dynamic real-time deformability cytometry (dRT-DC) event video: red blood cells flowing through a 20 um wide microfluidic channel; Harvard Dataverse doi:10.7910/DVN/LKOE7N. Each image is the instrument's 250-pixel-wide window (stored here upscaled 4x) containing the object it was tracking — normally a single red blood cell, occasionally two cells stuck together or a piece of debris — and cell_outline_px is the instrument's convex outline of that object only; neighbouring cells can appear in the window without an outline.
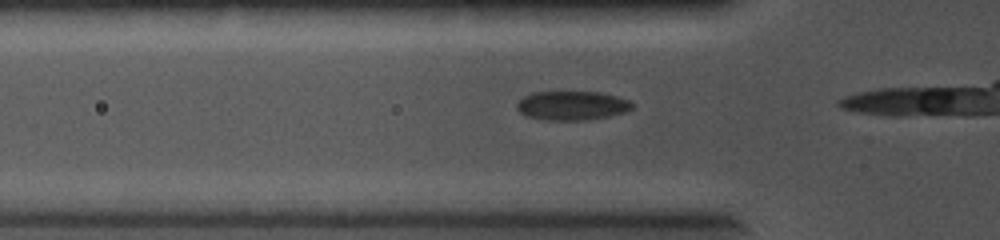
{"species": "common noctule bat (a hibernating species)", "species_latin": "Nyctalus noctula", "temperature_condition": "cold", "stored_images_in_passage": 5, "camera_frame_rate_fps": 5000, "um_per_image_px": 0.085, "animal": {"sex": "female", "body_mass_g": 19.0, "forearm_length_mm": 56.7}, "frame": {"image": 1, "passage_image": 2, "time_ms": 0.2, "image_size_px": [1000, 240], "cell_outline_px": [[636, 104], [628, 112], [588, 120], [548, 120], [528, 116], [520, 112], [516, 108], [516, 100], [532, 92], [600, 92], [616, 96], [628, 100]], "centroid_in_image_um": [48.63, 8.97], "position_along_channel_um": 77.2, "area_um2": 19.71}}
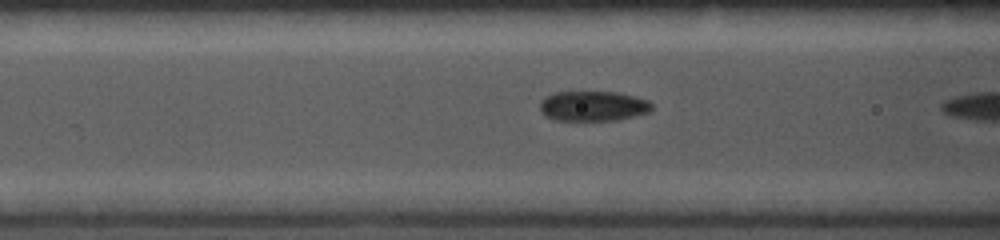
{"frame": {"image": 2, "passage_image": 4, "time_ms": 0.6, "image_size_px": [1000, 240], "cell_outline_px": [[652, 108], [648, 112], [616, 120], [556, 120], [544, 116], [540, 112], [540, 100], [556, 92], [616, 92], [636, 96], [648, 100], [652, 104]], "centroid_in_image_um": [50.39, 9.01], "position_along_channel_um": 116.2, "area_um2": 19.54}}